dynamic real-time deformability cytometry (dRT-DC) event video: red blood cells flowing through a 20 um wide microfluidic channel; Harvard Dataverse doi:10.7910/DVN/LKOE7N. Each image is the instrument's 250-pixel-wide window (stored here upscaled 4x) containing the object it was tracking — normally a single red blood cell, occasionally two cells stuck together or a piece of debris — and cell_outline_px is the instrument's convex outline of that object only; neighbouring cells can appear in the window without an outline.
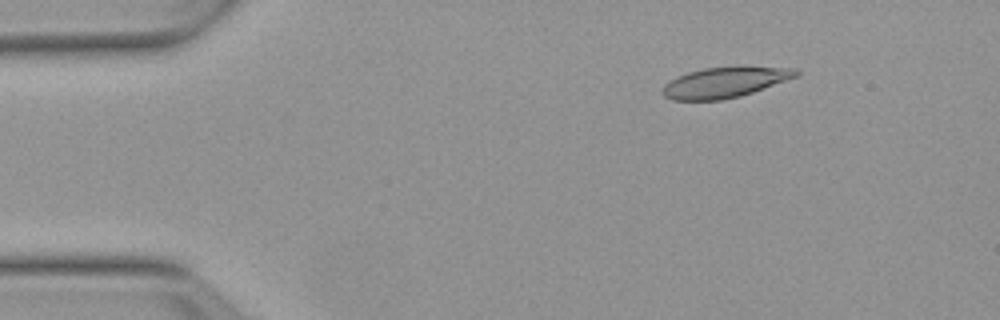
{"species": "Egyptian fruit bat (a non-hibernating species)", "species_latin": "Rousettus aegyptiacus", "temperature_condition": "warm", "stored_images_in_passage": 53, "camera_frame_rate_fps": 3000, "um_per_image_px": 0.085, "animal": {"sex": "female"}, "frame": {"image": 1, "passage_image": 7, "time_ms": 2.0, "image_size_px": [1000, 320], "cell_outline_px": [[800, 72], [796, 76], [752, 92], [740, 96], [720, 100], [672, 100], [664, 96], [660, 92], [664, 84], [688, 72], [704, 68], [736, 64], [740, 64], [796, 68]], "centroid_in_image_um": [61.63, 6.95], "position_along_channel_um": 23.4, "area_um2": 24.22}}
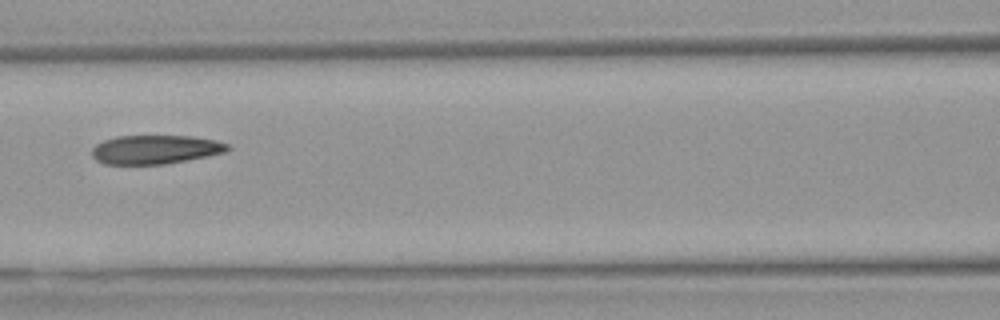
{"frame": {"image": 2, "passage_image": 23, "time_ms": 7.333, "image_size_px": [1000, 320], "cell_outline_px": [[232, 148], [224, 152], [208, 156], [164, 164], [104, 164], [96, 160], [92, 156], [92, 148], [96, 144], [104, 140], [116, 136], [192, 136], [216, 140], [228, 144]], "centroid_in_image_um": [13.2, 12.7], "position_along_channel_um": 153.4, "area_um2": 22.83}}
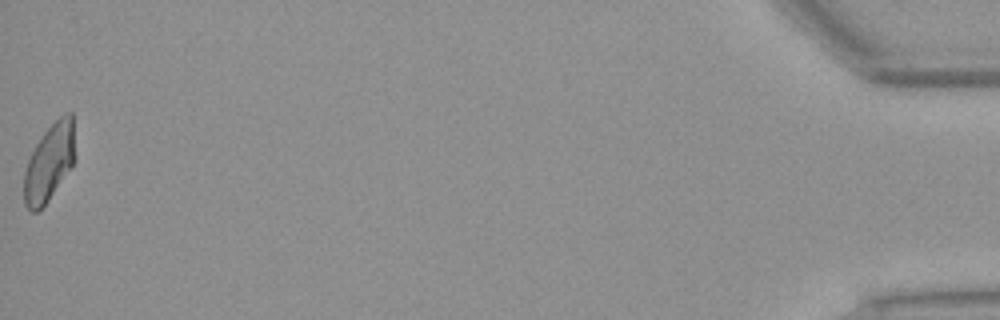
{"frame": {"image": 3, "passage_image": 53, "time_ms": 17.333, "image_size_px": [1000, 320], "cell_outline_px": [[76, 160], [48, 200], [36, 212], [32, 212], [24, 204], [24, 172], [28, 160], [36, 144], [44, 132], [64, 112], [72, 112], [76, 156]], "centroid_in_image_um": [4.22, 13.78], "position_along_channel_um": 431.0, "area_um2": 22.89}, "authors_computed_cell_mechanics": {"area_um2": 23.8136, "velocity_mm_per_s": 3.8053, "shape_relaxation_time_tau1_ms": null, "shape_relaxation_time_tau2_ms": 2.6281, "deformation_change_tau1": null, "deformation_change_tau2": 0.1093}}